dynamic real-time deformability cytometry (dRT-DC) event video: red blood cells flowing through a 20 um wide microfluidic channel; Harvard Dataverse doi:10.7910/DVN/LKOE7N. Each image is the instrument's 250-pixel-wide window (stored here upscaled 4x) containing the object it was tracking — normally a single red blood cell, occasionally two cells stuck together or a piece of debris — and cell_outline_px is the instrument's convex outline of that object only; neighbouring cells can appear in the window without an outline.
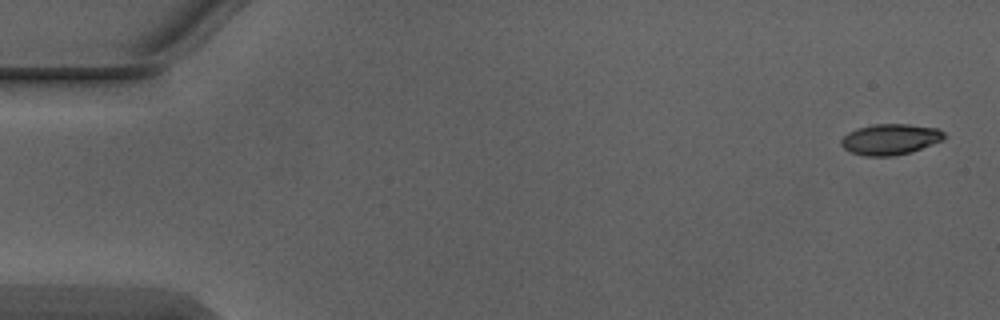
{"species": "Egyptian fruit bat (a non-hibernating species)", "species_latin": "Rousettus aegyptiacus", "temperature_condition": "warm", "stored_images_in_passage": 7, "camera_frame_rate_fps": 3000, "um_per_image_px": 0.085, "animal": {"sex": "male"}, "frame": {"image": 1, "passage_image": 1, "time_ms": 0.0, "image_size_px": [1000, 320], "cell_outline_px": [[948, 136], [944, 140], [912, 152], [892, 156], [864, 156], [852, 152], [844, 148], [840, 144], [840, 140], [848, 132], [856, 128], [872, 124], [908, 124], [936, 128], [944, 132]], "centroid_in_image_um": [75.69, 11.84], "position_along_channel_um": 9.3, "area_um2": 18.73}}
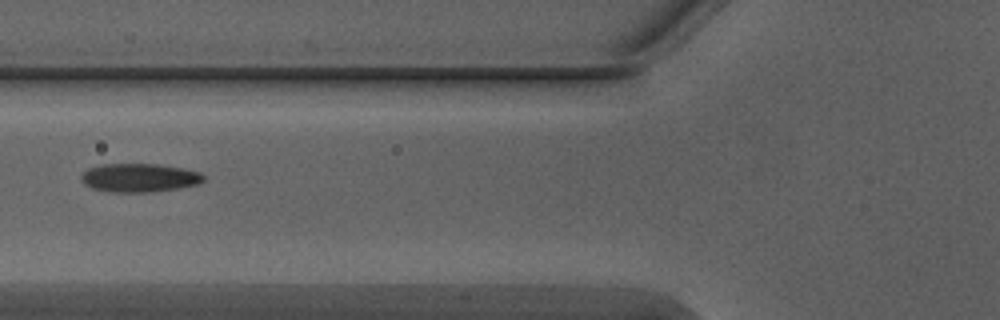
{"frame": {"image": 2, "passage_image": 6, "time_ms": 1.667, "image_size_px": [1000, 320], "cell_outline_px": [[204, 180], [200, 184], [180, 188], [148, 192], [112, 192], [92, 188], [84, 184], [80, 180], [80, 176], [88, 168], [100, 164], [156, 164], [184, 168], [200, 172], [204, 176]], "centroid_in_image_um": [11.85, 15.11], "position_along_channel_um": 114.0, "area_um2": 20.52}}
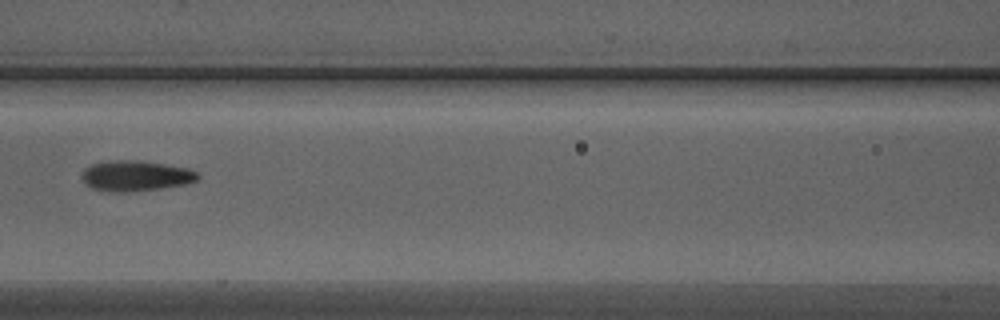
{"frame": {"image": 3, "passage_image": 7, "time_ms": 2.0, "image_size_px": [1000, 320], "cell_outline_px": [[200, 176], [196, 180], [184, 184], [160, 188], [124, 192], [116, 192], [92, 188], [84, 184], [84, 168], [92, 164], [112, 160], [140, 160], [188, 168], [196, 172]], "centroid_in_image_um": [11.53, 14.93], "position_along_channel_um": 155.1, "area_um2": 20.29}}